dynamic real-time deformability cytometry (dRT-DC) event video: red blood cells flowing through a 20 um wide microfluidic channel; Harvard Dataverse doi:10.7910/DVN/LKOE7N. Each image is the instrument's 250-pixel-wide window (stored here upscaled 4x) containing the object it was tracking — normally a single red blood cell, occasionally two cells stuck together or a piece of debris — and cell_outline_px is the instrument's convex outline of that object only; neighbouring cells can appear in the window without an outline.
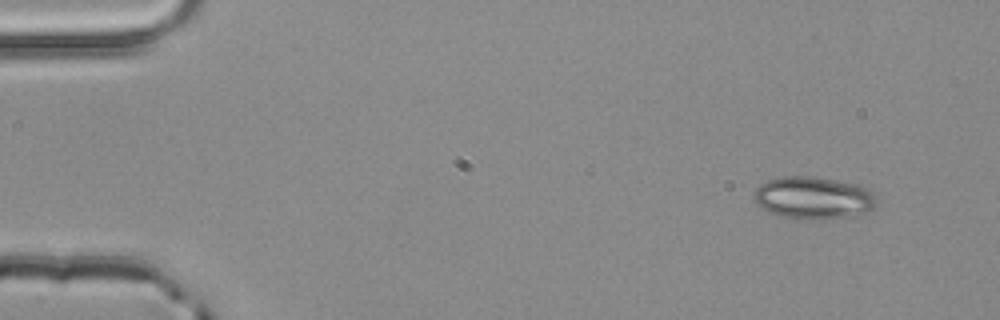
{"species": "common noctule bat (a hibernating species)", "species_latin": "Nyctalus noctula", "temperature_condition": "room temperature", "stored_images_in_passage": 4, "camera_frame_rate_fps": 3000, "um_per_image_px": 0.085, "animal": {"sex": "male", "body_mass_g": 20.4}, "frame": {"image": 1, "passage_image": 1, "time_ms": 0.0, "image_size_px": [1000, 320], "cell_outline_px": [[880, 200], [872, 208], [864, 212], [824, 220], [800, 220], [768, 212], [760, 208], [752, 196], [756, 188], [760, 184], [768, 180], [780, 176], [812, 176], [836, 180], [856, 184], [868, 188]], "centroid_in_image_um": [69.11, 16.81], "position_along_channel_um": 15.9, "area_um2": 30.58}}